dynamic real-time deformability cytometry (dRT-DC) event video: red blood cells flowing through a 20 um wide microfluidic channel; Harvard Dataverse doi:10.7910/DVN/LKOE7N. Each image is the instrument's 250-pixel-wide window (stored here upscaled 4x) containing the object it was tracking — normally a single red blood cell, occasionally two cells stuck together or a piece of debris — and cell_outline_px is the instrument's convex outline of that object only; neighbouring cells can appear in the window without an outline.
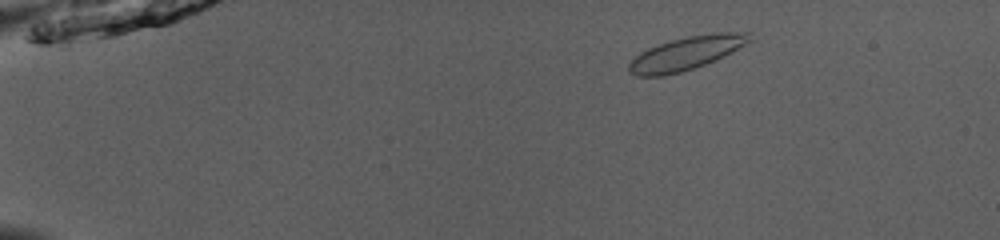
{"species": "common noctule bat (a hibernating species)", "species_latin": "Nyctalus noctula", "temperature_condition": "room temperature", "stored_images_in_passage": 48, "camera_frame_rate_fps": 3000, "um_per_image_px": 0.085, "animal": {"sex": "male", "body_mass_g": 13.0, "forearm_length_mm": 53.1}, "frame": {"image": 1, "passage_image": 4, "time_ms": 1.0, "image_size_px": [1000, 240], "cell_outline_px": [[752, 40], [732, 52], [716, 60], [680, 72], [664, 76], [636, 76], [628, 72], [628, 64], [640, 52], [648, 48], [672, 40], [688, 36], [712, 32], [752, 32]], "centroid_in_image_um": [58.35, 4.52], "position_along_channel_um": 26.6, "area_um2": 23.41}}
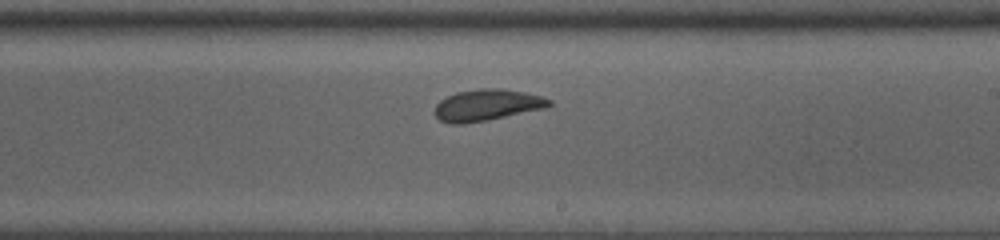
{"frame": {"image": 2, "passage_image": 28, "time_ms": 9.0, "image_size_px": [1000, 240], "cell_outline_px": [[552, 104], [544, 108], [488, 120], [464, 124], [452, 124], [440, 120], [436, 116], [436, 104], [440, 100], [456, 92], [480, 88], [500, 88], [524, 92], [540, 96], [552, 100]], "centroid_in_image_um": [41.39, 8.93], "position_along_channel_um": 247.6, "area_um2": 20.81}}
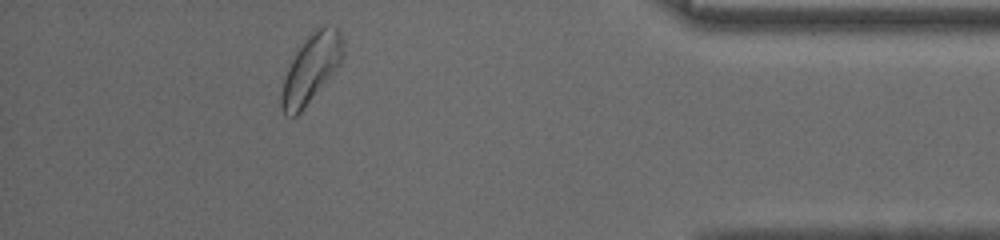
{"frame": {"image": 3, "passage_image": 43, "time_ms": 14.0, "image_size_px": [1000, 240], "cell_outline_px": [[344, 56], [340, 64], [300, 112], [296, 116], [292, 116], [284, 112], [280, 108], [280, 96], [284, 80], [288, 68], [296, 52], [312, 28], [324, 24], [336, 28], [340, 32], [344, 52]], "centroid_in_image_um": [26.45, 5.76], "position_along_channel_um": 408.8, "area_um2": 24.22}, "authors_computed_cell_mechanics": {"area_um2": 21.964, "velocity_mm_per_s": 3.8868, "shape_relaxation_time_tau1_ms": 4.5973, "shape_relaxation_time_tau2_ms": null, "deformation_change_tau1": 0.0973, "deformation_change_tau2": null}}